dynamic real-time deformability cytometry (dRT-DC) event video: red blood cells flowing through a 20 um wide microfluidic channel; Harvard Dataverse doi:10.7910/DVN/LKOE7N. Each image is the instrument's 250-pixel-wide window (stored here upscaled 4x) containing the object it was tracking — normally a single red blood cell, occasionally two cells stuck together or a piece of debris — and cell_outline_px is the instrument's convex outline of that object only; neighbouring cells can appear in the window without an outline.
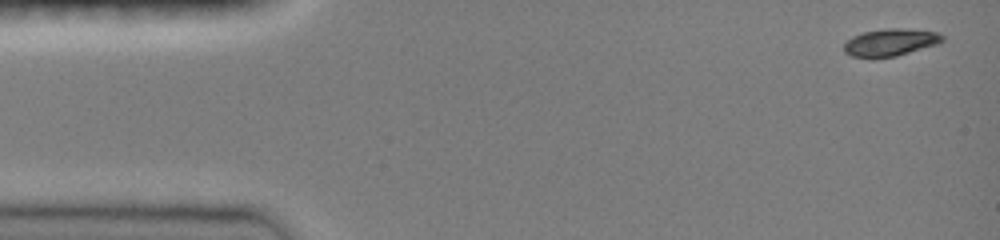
{"species": "common noctule bat (a hibernating species)", "species_latin": "Nyctalus noctula", "temperature_condition": "room temperature", "stored_images_in_passage": 4, "camera_frame_rate_fps": 3000, "um_per_image_px": 0.085, "animal": {"sex": "female", "body_mass_g": 19.0, "forearm_length_mm": 51.5}, "frame": {"image": 1, "passage_image": 1, "time_ms": 0.0, "image_size_px": [1000, 240], "cell_outline_px": [[944, 40], [940, 44], [896, 56], [872, 60], [852, 56], [844, 52], [844, 44], [852, 36], [864, 32], [888, 28], [900, 28], [940, 32], [944, 36]], "centroid_in_image_um": [75.7, 3.63], "position_along_channel_um": 9.3, "area_um2": 16.13}}
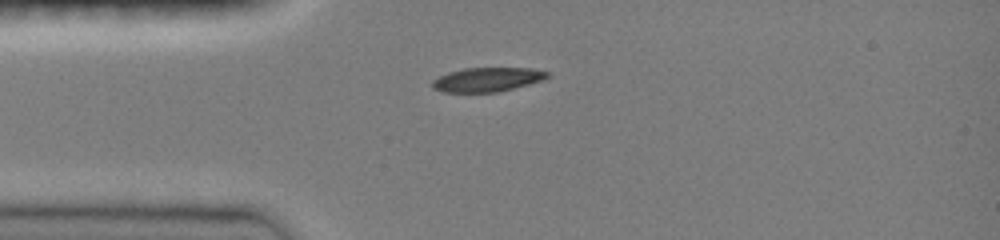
{"frame": {"image": 2, "passage_image": 4, "time_ms": 3.333, "image_size_px": [1000, 240], "cell_outline_px": [[548, 76], [544, 80], [496, 92], [444, 92], [432, 88], [432, 80], [448, 72], [464, 68], [532, 68], [548, 72]], "centroid_in_image_um": [41.39, 6.76], "position_along_channel_um": 43.6, "area_um2": 16.07}}